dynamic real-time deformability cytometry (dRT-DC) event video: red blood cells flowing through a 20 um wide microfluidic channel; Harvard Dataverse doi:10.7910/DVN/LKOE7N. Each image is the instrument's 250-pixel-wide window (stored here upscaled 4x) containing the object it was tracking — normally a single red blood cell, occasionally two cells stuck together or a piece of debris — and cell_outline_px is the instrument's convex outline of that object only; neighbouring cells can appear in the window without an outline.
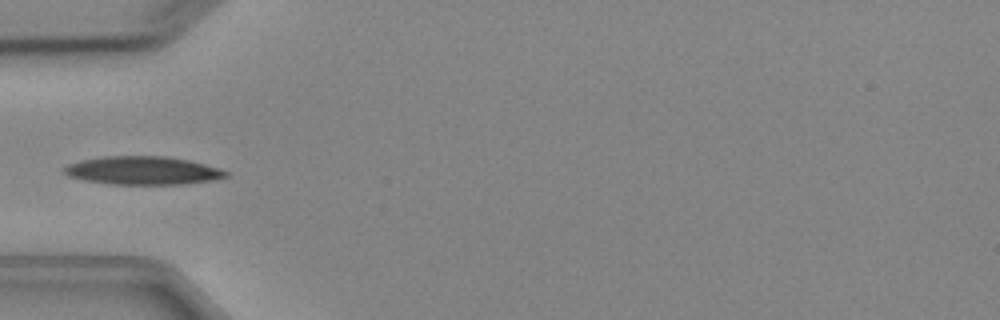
{"species": "Egyptian fruit bat (a non-hibernating species)", "species_latin": "Rousettus aegyptiacus", "temperature_condition": "cold", "stored_images_in_passage": 4, "camera_frame_rate_fps": 3000, "um_per_image_px": 0.085, "animal": {"sex": "female"}, "frame": {"image": 1, "passage_image": 4, "time_ms": 3.333, "image_size_px": [1000, 320], "cell_outline_px": [[228, 176], [212, 180], [184, 184], [108, 184], [84, 180], [68, 176], [64, 172], [64, 168], [68, 164], [80, 160], [104, 156], [164, 156], [188, 160], [204, 164], [228, 172]], "centroid_in_image_um": [12.09, 14.49], "position_along_channel_um": 72.9, "area_um2": 26.47}}